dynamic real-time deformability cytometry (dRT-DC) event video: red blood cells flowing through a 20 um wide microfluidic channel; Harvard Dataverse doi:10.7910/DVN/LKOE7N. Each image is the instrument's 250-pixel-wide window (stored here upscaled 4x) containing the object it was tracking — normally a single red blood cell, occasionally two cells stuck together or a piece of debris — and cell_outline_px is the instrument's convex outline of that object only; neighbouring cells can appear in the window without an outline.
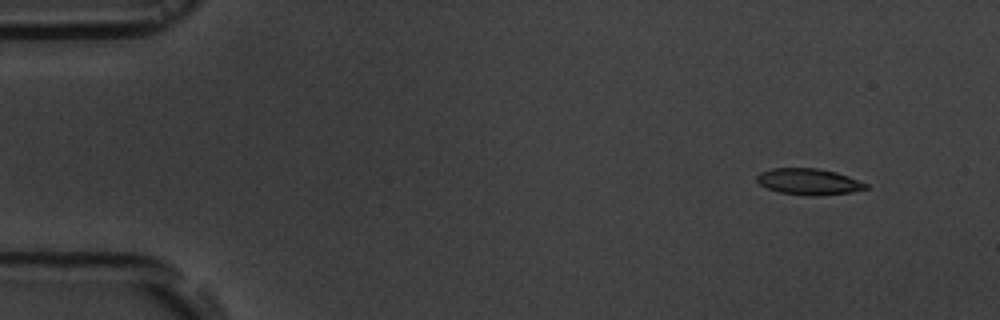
{"species": "common noctule bat (a hibernating species)", "species_latin": "Nyctalus noctula", "temperature_condition": "room temperature", "stored_images_in_passage": 6, "camera_frame_rate_fps": 3000, "um_per_image_px": 0.085, "animal": {"sex": "male", "body_mass_g": 19.5, "forearm_length_mm": 54.6}, "frame": {"image": 1, "passage_image": 2, "time_ms": 1.333, "image_size_px": [1000, 320], "cell_outline_px": [[868, 188], [852, 192], [816, 196], [812, 196], [780, 192], [768, 188], [760, 184], [756, 180], [756, 176], [760, 172], [772, 168], [816, 168], [836, 172], [848, 176], [868, 184]], "centroid_in_image_um": [68.75, 15.44], "position_along_channel_um": 16.3, "area_um2": 16.59}}
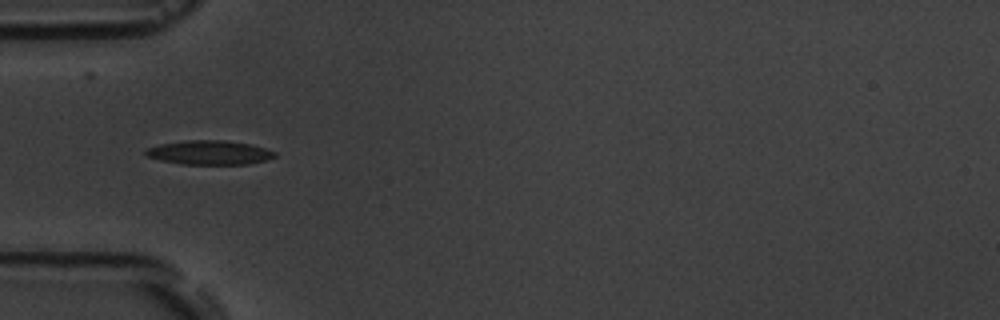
{"frame": {"image": 2, "passage_image": 5, "time_ms": 5.667, "image_size_px": [1000, 320], "cell_outline_px": [[276, 156], [264, 160], [248, 164], [180, 164], [160, 160], [148, 156], [144, 152], [148, 148], [160, 144], [184, 140], [224, 140], [252, 144], [276, 152]], "centroid_in_image_um": [17.8, 12.96], "position_along_channel_um": 67.2, "area_um2": 18.09}}
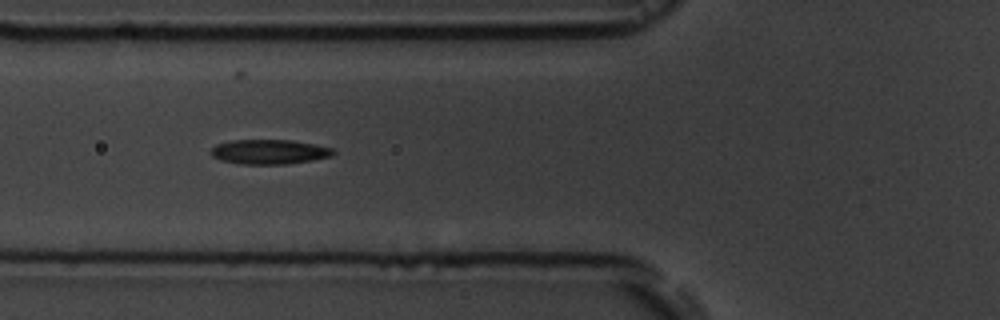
{"frame": {"image": 3, "passage_image": 6, "time_ms": 6.667, "image_size_px": [1000, 320], "cell_outline_px": [[336, 152], [332, 156], [312, 160], [288, 164], [240, 164], [220, 160], [212, 156], [208, 152], [216, 144], [232, 140], [292, 140], [332, 148]], "centroid_in_image_um": [22.86, 12.91], "position_along_channel_um": 102.9, "area_um2": 17.63}}